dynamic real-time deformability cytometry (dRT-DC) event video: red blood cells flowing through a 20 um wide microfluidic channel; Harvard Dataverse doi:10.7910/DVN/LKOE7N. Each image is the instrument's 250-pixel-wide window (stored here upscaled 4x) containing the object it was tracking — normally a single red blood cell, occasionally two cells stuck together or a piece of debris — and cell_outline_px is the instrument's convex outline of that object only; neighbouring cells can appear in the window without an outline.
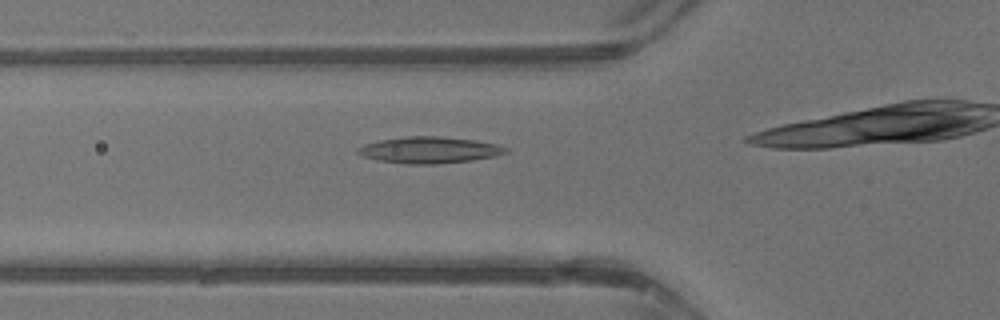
{"species": "common noctule bat (a hibernating species)", "species_latin": "Nyctalus noctula", "temperature_condition": "warm", "stored_images_in_passage": 22, "camera_frame_rate_fps": 3000, "um_per_image_px": 0.085, "animal": {"sex": "male", "body_mass_g": 13.3}, "frame": {"image": 1, "passage_image": 11, "time_ms": 3.333, "image_size_px": [1000, 320], "cell_outline_px": [[508, 152], [496, 156], [472, 160], [436, 164], [408, 164], [376, 160], [364, 156], [356, 152], [356, 148], [364, 144], [380, 140], [408, 136], [440, 136], [476, 140], [500, 144], [508, 148]], "centroid_in_image_um": [36.53, 12.74], "position_along_channel_um": 89.3, "area_um2": 22.95}}
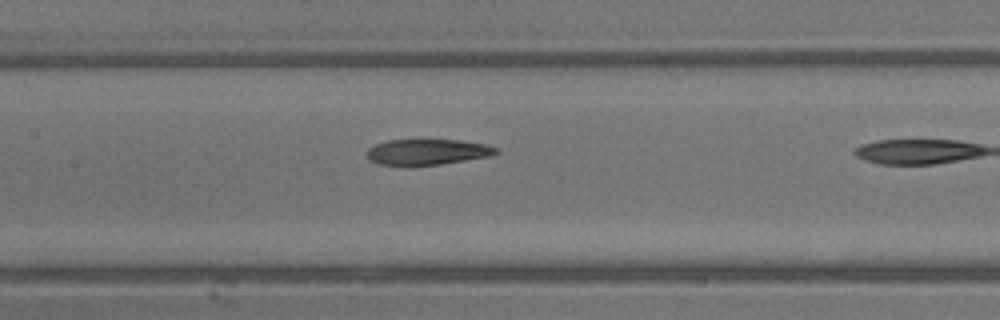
{"frame": {"image": 2, "passage_image": 16, "time_ms": 5.0, "image_size_px": [1000, 320], "cell_outline_px": [[500, 152], [492, 156], [440, 164], [412, 168], [404, 168], [376, 164], [368, 160], [368, 148], [376, 144], [388, 140], [460, 140], [484, 144], [500, 148]], "centroid_in_image_um": [36.29, 12.96], "position_along_channel_um": 171.1, "area_um2": 20.17}}
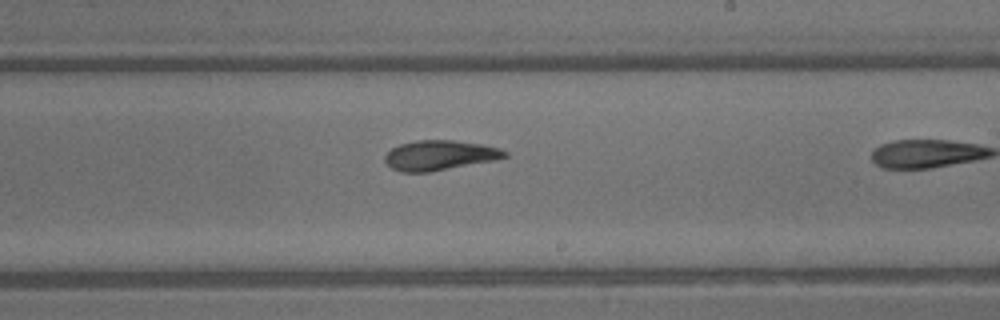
{"frame": {"image": 3, "passage_image": 21, "time_ms": 6.667, "image_size_px": [1000, 320], "cell_outline_px": [[508, 156], [496, 160], [428, 172], [400, 172], [392, 168], [384, 160], [384, 156], [392, 148], [400, 144], [416, 140], [456, 140], [480, 144], [500, 148], [508, 152]], "centroid_in_image_um": [37.38, 13.19], "position_along_channel_um": 251.6, "area_um2": 20.87}}